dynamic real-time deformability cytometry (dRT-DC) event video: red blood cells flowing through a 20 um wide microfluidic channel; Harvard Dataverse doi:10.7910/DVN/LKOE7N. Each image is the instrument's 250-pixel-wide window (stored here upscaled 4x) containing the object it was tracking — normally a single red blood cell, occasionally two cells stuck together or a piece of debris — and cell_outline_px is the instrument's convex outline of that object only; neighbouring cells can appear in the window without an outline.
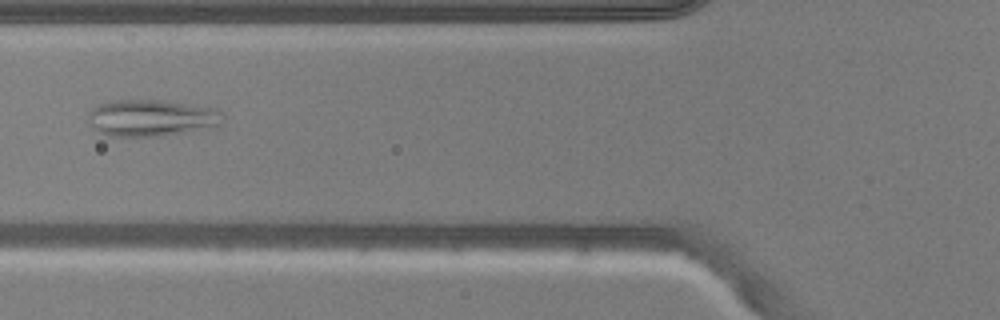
{"species": "common noctule bat (a hibernating species)", "species_latin": "Nyctalus noctula", "temperature_condition": "warm", "stored_images_in_passage": 42, "camera_frame_rate_fps": 3000, "um_per_image_px": 0.085, "animal": {"sex": "male", "body_mass_g": 20.5, "forearm_length_mm": 52.5}, "frame": {"image": 1, "passage_image": 11, "time_ms": 3.333, "image_size_px": [1000, 320], "cell_outline_px": [[224, 116], [220, 124], [216, 128], [160, 136], [108, 136], [92, 128], [84, 120], [88, 112], [92, 108], [100, 104], [116, 100], [160, 100], [216, 108], [224, 112]], "centroid_in_image_um": [12.87, 10.03], "position_along_channel_um": 112.9, "area_um2": 29.36}}
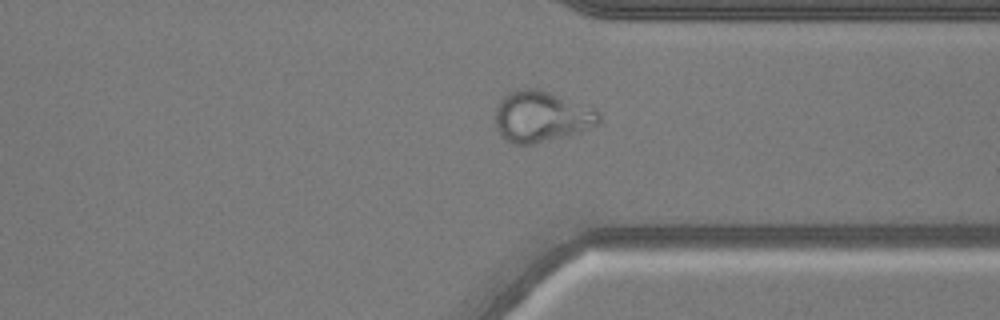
{"frame": {"image": 2, "passage_image": 30, "time_ms": 9.667, "image_size_px": [1000, 320], "cell_outline_px": [[600, 124], [592, 128], [580, 132], [532, 144], [512, 144], [496, 128], [496, 108], [500, 100], [508, 92], [516, 88], [536, 88], [596, 108], [600, 112]], "centroid_in_image_um": [46.05, 9.89], "position_along_channel_um": 365.3, "area_um2": 30.81}}
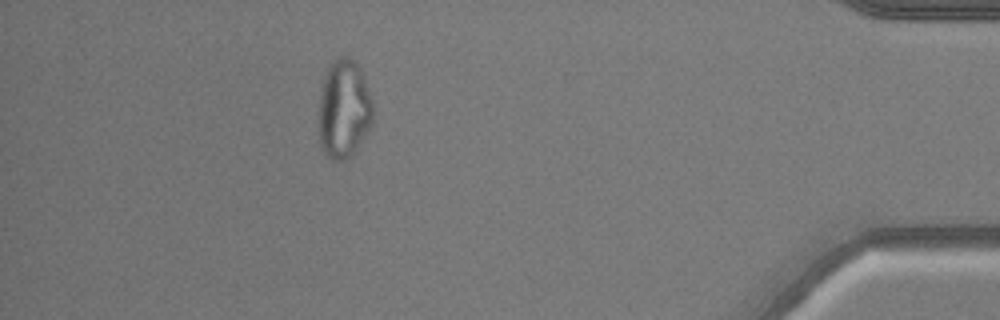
{"frame": {"image": 3, "passage_image": 37, "time_ms": 12.0, "image_size_px": [1000, 320], "cell_outline_px": [[376, 112], [372, 124], [356, 148], [344, 160], [332, 160], [324, 152], [320, 144], [316, 112], [320, 88], [328, 64], [336, 56], [348, 56], [360, 68], [372, 100]], "centroid_in_image_um": [29.19, 9.23], "position_along_channel_um": 406.0, "area_um2": 32.02}}